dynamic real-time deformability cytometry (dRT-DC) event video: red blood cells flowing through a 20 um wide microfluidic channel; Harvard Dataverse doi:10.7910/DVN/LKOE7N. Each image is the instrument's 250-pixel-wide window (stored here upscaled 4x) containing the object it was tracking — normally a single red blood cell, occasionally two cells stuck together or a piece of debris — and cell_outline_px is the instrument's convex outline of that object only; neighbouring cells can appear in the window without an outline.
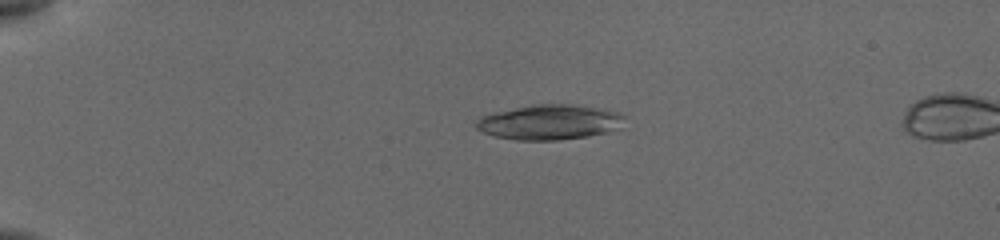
{"species": "common noctule bat (a hibernating species)", "species_latin": "Nyctalus noctula", "temperature_condition": "cold", "stored_images_in_passage": 45, "camera_frame_rate_fps": 3000, "um_per_image_px": 0.085, "animal": {"sex": "female", "body_mass_g": 19.5, "forearm_length_mm": 54.1}, "frame": {"image": 1, "passage_image": 1, "time_ms": 0.0, "image_size_px": [1000, 240], "cell_outline_px": [[624, 116], [608, 132], [588, 136], [560, 140], [516, 140], [496, 136], [484, 132], [476, 128], [476, 120], [484, 116], [496, 112], [532, 104], [572, 104], [616, 112]], "centroid_in_image_um": [46.62, 10.39], "position_along_channel_um": 38.4, "area_um2": 29.42}}